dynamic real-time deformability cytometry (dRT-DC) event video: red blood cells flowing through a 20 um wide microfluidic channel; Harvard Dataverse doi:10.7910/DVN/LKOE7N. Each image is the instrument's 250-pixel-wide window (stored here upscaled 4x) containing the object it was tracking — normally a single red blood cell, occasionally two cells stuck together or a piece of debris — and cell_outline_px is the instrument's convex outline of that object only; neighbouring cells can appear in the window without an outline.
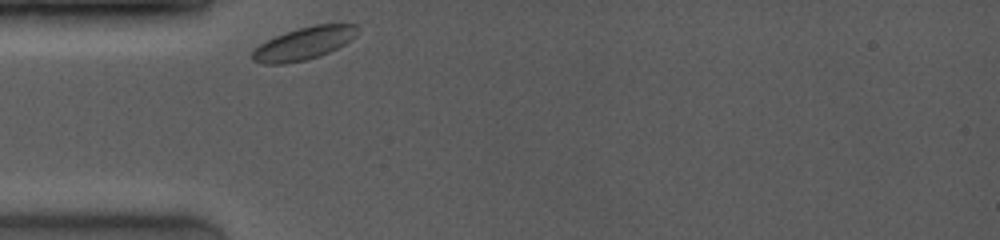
{"species": "common noctule bat (a hibernating species)", "species_latin": "Nyctalus noctula", "temperature_condition": "room temperature", "stored_images_in_passage": 52, "camera_frame_rate_fps": 4000, "um_per_image_px": 0.085, "animal": {"sex": "female", "body_mass_g": 19.0, "forearm_length_mm": 53.3}, "frame": {"image": 1, "passage_image": 1, "time_ms": 0.0, "image_size_px": [1000, 240], "cell_outline_px": [[360, 28], [356, 36], [344, 44], [320, 56], [304, 60], [284, 64], [264, 64], [252, 60], [252, 52], [260, 44], [276, 36], [300, 28], [316, 24], [356, 24]], "centroid_in_image_um": [25.86, 3.69], "position_along_channel_um": 59.1, "area_um2": 19.71}}
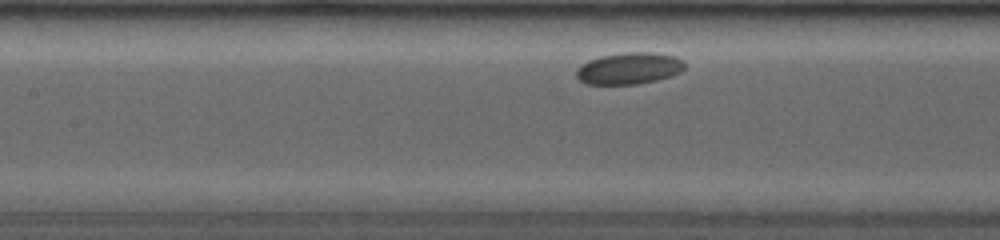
{"frame": {"image": 2, "passage_image": 18, "time_ms": 2.75, "image_size_px": [1000, 240], "cell_outline_px": [[684, 68], [680, 72], [672, 76], [656, 80], [636, 84], [588, 84], [580, 80], [576, 76], [576, 68], [580, 64], [588, 60], [600, 56], [624, 52], [652, 52], [672, 56], [680, 60], [684, 64]], "centroid_in_image_um": [53.42, 5.81], "position_along_channel_um": 154.0, "area_um2": 19.94}}
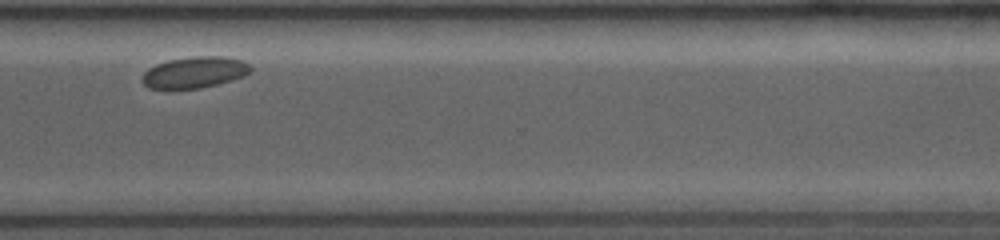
{"frame": {"image": 3, "passage_image": 51, "time_ms": 8.25, "image_size_px": [1000, 240], "cell_outline_px": [[252, 72], [244, 76], [232, 80], [200, 88], [148, 88], [140, 80], [144, 72], [148, 68], [156, 64], [168, 60], [192, 56], [224, 56], [244, 60], [252, 68]], "centroid_in_image_um": [16.56, 6.13], "position_along_channel_um": 354.0, "area_um2": 19.88}}